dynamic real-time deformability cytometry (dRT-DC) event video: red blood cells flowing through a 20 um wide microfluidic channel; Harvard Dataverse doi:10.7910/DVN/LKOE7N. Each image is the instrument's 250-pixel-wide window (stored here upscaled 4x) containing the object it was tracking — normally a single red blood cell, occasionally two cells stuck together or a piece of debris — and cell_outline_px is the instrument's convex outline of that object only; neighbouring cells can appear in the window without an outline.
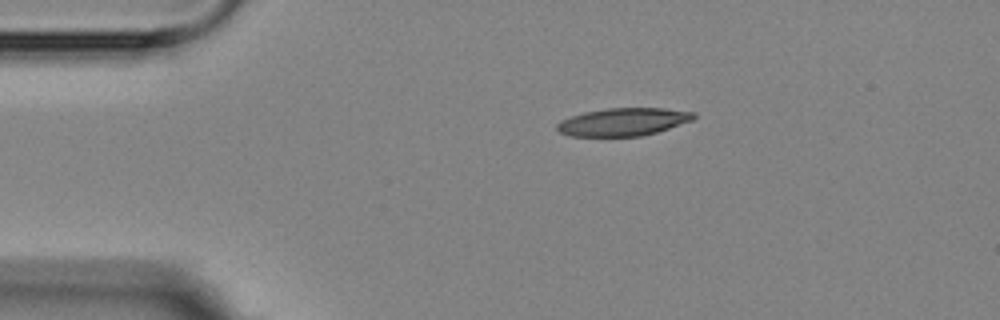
{"species": "Egyptian fruit bat (a non-hibernating species)", "species_latin": "Rousettus aegyptiacus", "temperature_condition": "room temperature", "stored_images_in_passage": 3, "camera_frame_rate_fps": 3000, "um_per_image_px": 0.085, "animal": {"sex": "female"}, "frame": {"image": 1, "passage_image": 3, "time_ms": 2.333, "image_size_px": [1000, 320], "cell_outline_px": [[696, 116], [692, 120], [656, 132], [640, 136], [572, 136], [560, 132], [556, 128], [556, 124], [560, 120], [584, 112], [608, 108], [664, 108], [696, 112]], "centroid_in_image_um": [52.97, 10.35], "position_along_channel_um": 32.0, "area_um2": 22.02}}